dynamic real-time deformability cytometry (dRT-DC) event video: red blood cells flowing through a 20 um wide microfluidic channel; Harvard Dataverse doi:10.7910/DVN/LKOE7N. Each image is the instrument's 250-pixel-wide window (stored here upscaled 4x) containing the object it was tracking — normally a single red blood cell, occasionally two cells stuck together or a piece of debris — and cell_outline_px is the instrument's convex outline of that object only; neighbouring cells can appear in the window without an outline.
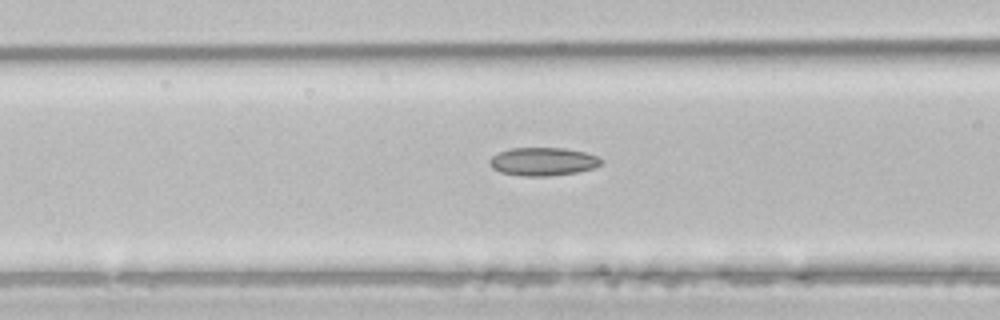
{"species": "common noctule bat (a hibernating species)", "species_latin": "Nyctalus noctula", "temperature_condition": "room temperature", "stored_images_in_passage": 27, "camera_frame_rate_fps": 3000, "um_per_image_px": 0.085, "animal": {"sex": "male", "body_mass_g": 21.5, "forearm_length_mm": 52.0}, "frame": {"image": 1, "passage_image": 7, "time_ms": 2.0, "image_size_px": [1000, 320], "cell_outline_px": [[604, 160], [596, 168], [576, 172], [548, 176], [524, 176], [500, 172], [492, 168], [488, 164], [488, 160], [492, 156], [500, 152], [512, 148], [564, 148], [584, 152], [600, 156]], "centroid_in_image_um": [46.17, 13.73], "position_along_channel_um": 120.4, "area_um2": 18.44}}
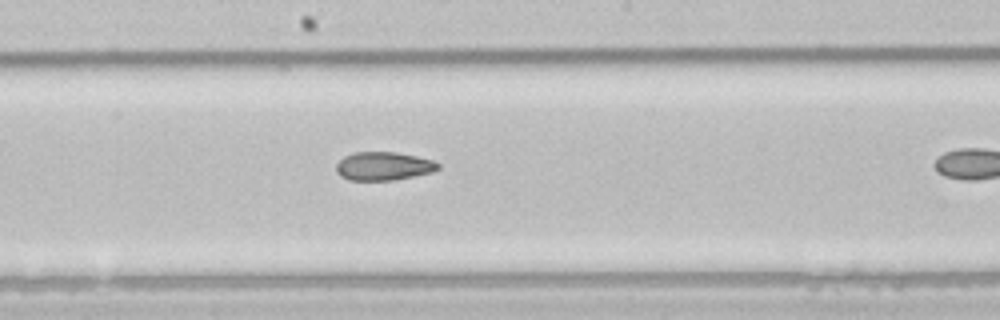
{"frame": {"image": 2, "passage_image": 14, "time_ms": 4.333, "image_size_px": [1000, 320], "cell_outline_px": [[440, 168], [432, 172], [396, 180], [348, 180], [340, 176], [336, 172], [336, 164], [344, 156], [352, 152], [396, 152], [416, 156], [432, 160], [440, 164]], "centroid_in_image_um": [32.58, 14.12], "position_along_channel_um": 215.6, "area_um2": 16.99}}
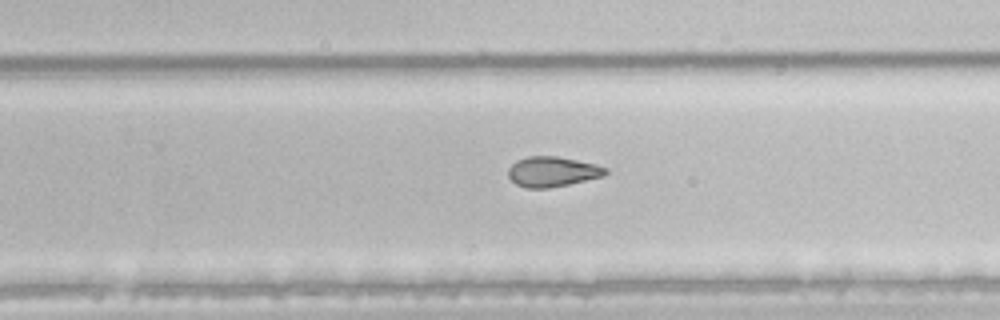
{"frame": {"image": 3, "passage_image": 19, "time_ms": 6.0, "image_size_px": [1000, 320], "cell_outline_px": [[608, 172], [604, 176], [568, 184], [548, 188], [524, 188], [516, 184], [508, 176], [508, 168], [516, 160], [528, 156], [556, 156], [596, 164], [608, 168]], "centroid_in_image_um": [46.94, 14.59], "position_along_channel_um": 282.9, "area_um2": 17.11}}